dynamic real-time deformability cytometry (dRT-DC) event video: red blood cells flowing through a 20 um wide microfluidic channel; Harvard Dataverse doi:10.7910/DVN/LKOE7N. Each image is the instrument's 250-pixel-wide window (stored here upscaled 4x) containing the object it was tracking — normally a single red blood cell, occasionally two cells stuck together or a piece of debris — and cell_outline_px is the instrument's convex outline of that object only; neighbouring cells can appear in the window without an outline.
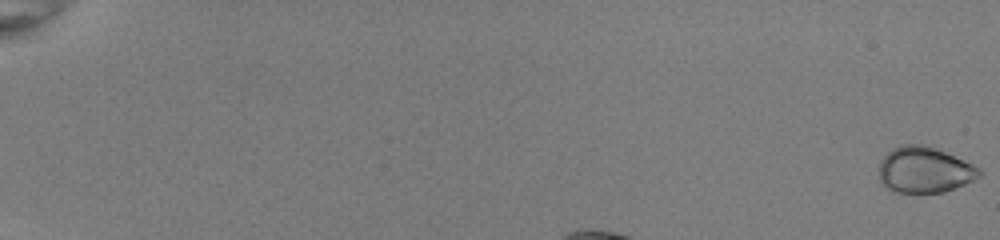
{"species": "common noctule bat (a hibernating species)", "species_latin": "Nyctalus noctula", "temperature_condition": "room temperature", "stored_images_in_passage": 37, "camera_frame_rate_fps": 3000, "um_per_image_px": 0.085, "animal": {"sex": "female", "body_mass_g": 22.0, "forearm_length_mm": 56.7}, "frame": {"image": 1, "passage_image": 1, "time_ms": 0.0, "image_size_px": [1000, 240], "cell_outline_px": [[980, 176], [964, 184], [944, 192], [892, 192], [884, 188], [880, 184], [880, 160], [892, 148], [900, 144], [924, 144], [944, 152], [972, 164], [980, 168]], "centroid_in_image_um": [78.52, 14.44], "position_along_channel_um": 6.5, "area_um2": 26.76}}
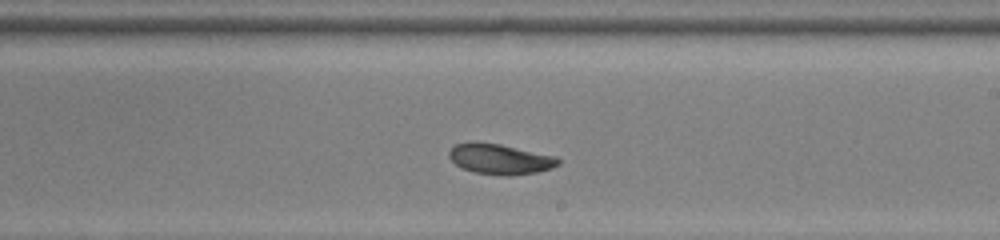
{"frame": {"image": 2, "passage_image": 24, "time_ms": 7.667, "image_size_px": [1000, 240], "cell_outline_px": [[560, 164], [536, 172], [512, 176], [504, 176], [476, 172], [464, 168], [456, 164], [448, 156], [448, 152], [456, 144], [472, 140], [500, 144], [556, 156], [560, 160]], "centroid_in_image_um": [42.48, 13.5], "position_along_channel_um": 246.5, "area_um2": 19.31}}
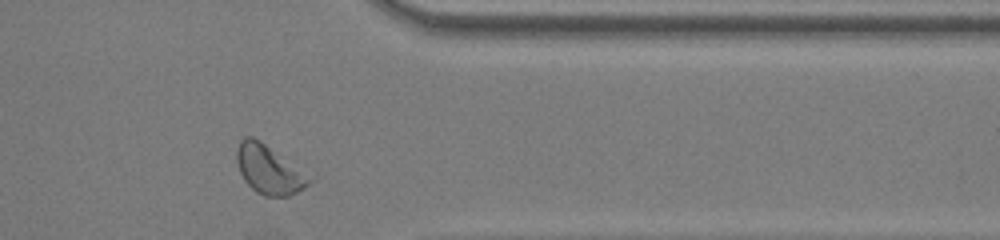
{"frame": {"image": 3, "passage_image": 35, "time_ms": 11.333, "image_size_px": [1000, 240], "cell_outline_px": [[312, 180], [304, 188], [288, 196], [264, 196], [256, 192], [244, 180], [240, 172], [236, 160], [236, 148], [240, 140], [244, 136], [252, 136], [260, 140]], "centroid_in_image_um": [22.77, 14.41], "position_along_channel_um": 388.6, "area_um2": 19.94}, "authors_computed_cell_mechanics": {"area_um2": 19.5364, "velocity_mm_per_s": 3.9698, "shape_relaxation_time_tau1_ms": 2.5737, "shape_relaxation_time_tau2_ms": 3.8602, "deformation_change_tau1": 0.0843, "deformation_change_tau2": 0.0906}}